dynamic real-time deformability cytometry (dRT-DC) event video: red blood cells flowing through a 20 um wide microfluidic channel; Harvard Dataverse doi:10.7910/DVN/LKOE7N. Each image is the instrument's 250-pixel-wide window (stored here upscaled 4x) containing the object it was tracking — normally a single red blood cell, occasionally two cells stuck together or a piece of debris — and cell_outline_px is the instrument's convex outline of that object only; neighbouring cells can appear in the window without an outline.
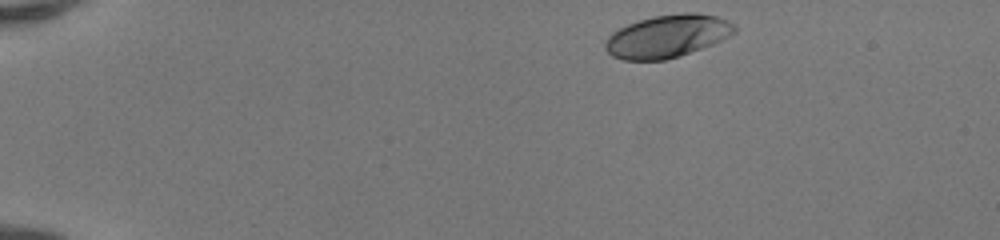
{"species": "human", "species_latin": "Homo sapiens", "temperature_condition": "room temperature", "stored_images_in_passage": 43, "camera_frame_rate_fps": 3000, "um_per_image_px": 0.085, "donor": {"sex": "female"}, "frame": {"image": 1, "passage_image": 1, "time_ms": 0.0, "image_size_px": [1000, 240], "cell_outline_px": [[736, 32], [712, 44], [680, 56], [664, 60], [624, 60], [612, 56], [604, 48], [604, 44], [608, 36], [612, 32], [628, 24], [640, 20], [656, 16], [684, 12], [696, 12], [716, 16], [736, 24]], "centroid_in_image_um": [56.72, 3.07], "position_along_channel_um": 28.3, "area_um2": 32.08}}
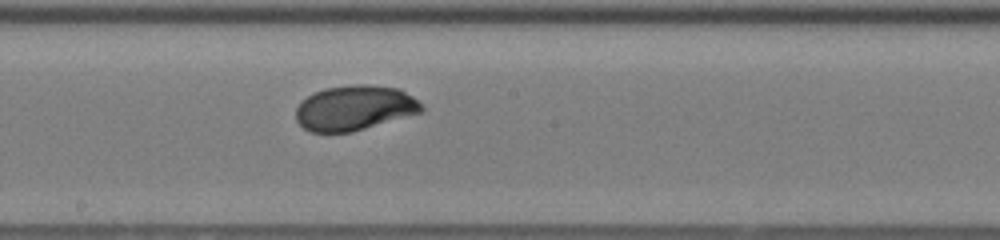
{"frame": {"image": 2, "passage_image": 22, "time_ms": 7.0, "image_size_px": [1000, 240], "cell_outline_px": [[424, 108], [420, 112], [352, 132], [312, 132], [304, 128], [296, 120], [296, 108], [308, 96], [324, 88], [356, 84], [368, 84], [400, 88], [424, 104]], "centroid_in_image_um": [30.16, 9.16], "position_along_channel_um": 218.0, "area_um2": 32.77}}
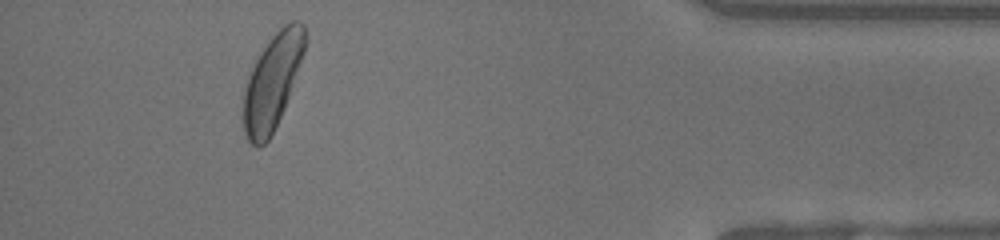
{"frame": {"image": 3, "passage_image": 39, "time_ms": 12.667, "image_size_px": [1000, 240], "cell_outline_px": [[308, 40], [304, 52], [284, 108], [268, 140], [260, 148], [252, 144], [248, 140], [244, 132], [244, 88], [248, 76], [260, 52], [272, 36], [284, 24], [292, 20], [300, 20], [304, 24]], "centroid_in_image_um": [23.17, 6.89], "position_along_channel_um": 412.0, "area_um2": 33.7}, "authors_computed_cell_mechanics": {"area_um2": 32.8882, "velocity_mm_per_s": 4.1506, "shape_relaxation_time_tau1_ms": 2.0217, "shape_relaxation_time_tau2_ms": null, "deformation_change_tau1": 0.133, "deformation_change_tau2": null}}